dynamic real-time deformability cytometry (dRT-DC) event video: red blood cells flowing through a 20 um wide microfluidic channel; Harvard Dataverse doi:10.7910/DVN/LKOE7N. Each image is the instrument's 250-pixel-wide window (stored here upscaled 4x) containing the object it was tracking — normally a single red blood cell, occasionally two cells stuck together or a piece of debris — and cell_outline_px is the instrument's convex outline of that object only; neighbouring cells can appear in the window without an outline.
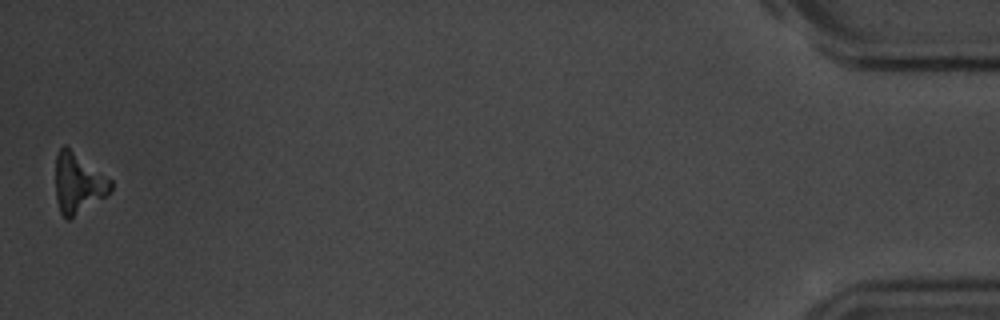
{"species": "common noctule bat (a hibernating species)", "species_latin": "Nyctalus noctula", "temperature_condition": "room temperature", "stored_images_in_passage": 43, "camera_frame_rate_fps": 3000, "um_per_image_px": 0.085, "animal": {"sex": "male", "body_mass_g": 20.1, "forearm_length_mm": 53.5}, "frame": {"image": 1, "passage_image": 43, "time_ms": 14.0, "image_size_px": [1000, 320], "cell_outline_px": [[112, 188], [108, 196], [68, 220], [60, 212], [56, 200], [56, 156], [60, 148], [64, 144], [112, 180]], "centroid_in_image_um": [6.66, 15.59], "position_along_channel_um": 428.5, "area_um2": 19.31}}